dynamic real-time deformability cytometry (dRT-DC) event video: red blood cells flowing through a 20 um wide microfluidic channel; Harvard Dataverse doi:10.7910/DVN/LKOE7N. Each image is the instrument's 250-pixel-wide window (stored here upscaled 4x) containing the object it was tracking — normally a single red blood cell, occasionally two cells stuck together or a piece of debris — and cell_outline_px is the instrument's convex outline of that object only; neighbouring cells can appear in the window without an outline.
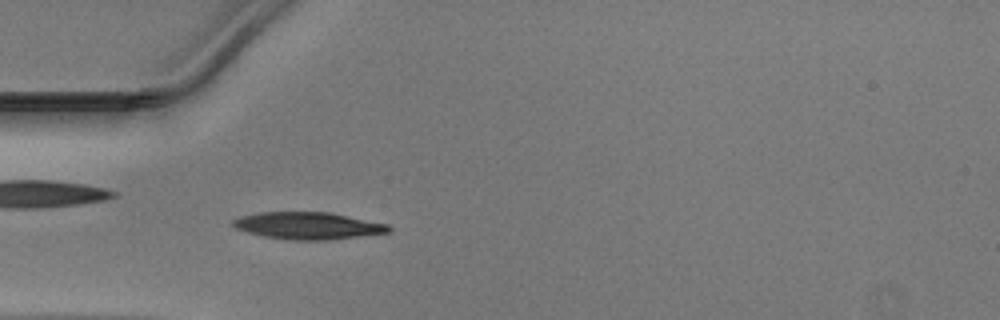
{"species": "Egyptian fruit bat (a non-hibernating species)", "species_latin": "Rousettus aegyptiacus", "temperature_condition": "warm", "stored_images_in_passage": 43, "camera_frame_rate_fps": 3000, "um_per_image_px": 0.085, "animal": {"sex": "male"}, "frame": {"image": 1, "passage_image": 9, "time_ms": 2.667, "image_size_px": [1000, 320], "cell_outline_px": [[392, 232], [336, 240], [292, 240], [264, 236], [248, 232], [236, 228], [232, 224], [232, 220], [240, 216], [260, 212], [332, 212], [388, 224], [392, 228]], "centroid_in_image_um": [26.26, 19.19], "position_along_channel_um": 58.7, "area_um2": 24.91}}
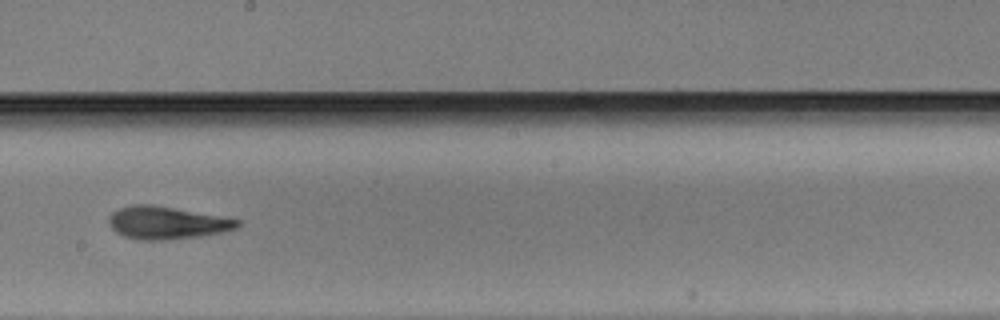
{"frame": {"image": 2, "passage_image": 22, "time_ms": 7.0, "image_size_px": [1000, 320], "cell_outline_px": [[240, 224], [236, 228], [224, 232], [200, 236], [168, 240], [140, 240], [124, 236], [116, 232], [112, 228], [108, 220], [108, 216], [112, 212], [120, 208], [132, 204], [152, 204], [240, 220]], "centroid_in_image_um": [14.14, 18.94], "position_along_channel_um": 234.1, "area_um2": 24.33}}
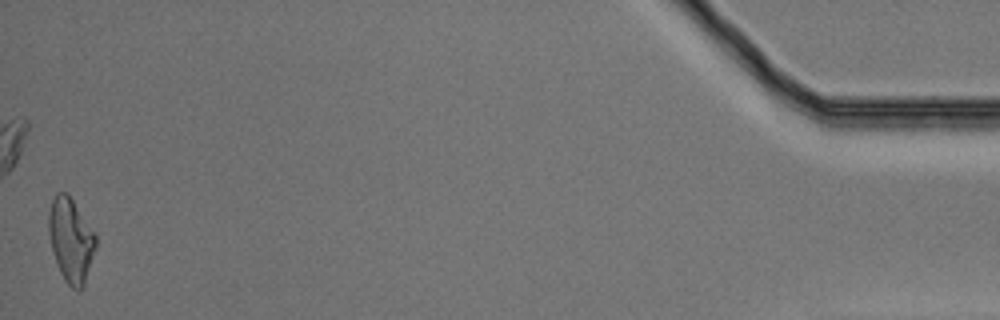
{"frame": {"image": 3, "passage_image": 43, "time_ms": 14.0, "image_size_px": [1000, 320], "cell_outline_px": [[96, 248], [84, 284], [80, 288], [72, 288], [64, 280], [60, 272], [52, 248], [48, 232], [48, 212], [52, 200], [56, 192], [68, 192], [96, 236]], "centroid_in_image_um": [6.01, 20.36], "position_along_channel_um": 429.2, "area_um2": 22.77}}